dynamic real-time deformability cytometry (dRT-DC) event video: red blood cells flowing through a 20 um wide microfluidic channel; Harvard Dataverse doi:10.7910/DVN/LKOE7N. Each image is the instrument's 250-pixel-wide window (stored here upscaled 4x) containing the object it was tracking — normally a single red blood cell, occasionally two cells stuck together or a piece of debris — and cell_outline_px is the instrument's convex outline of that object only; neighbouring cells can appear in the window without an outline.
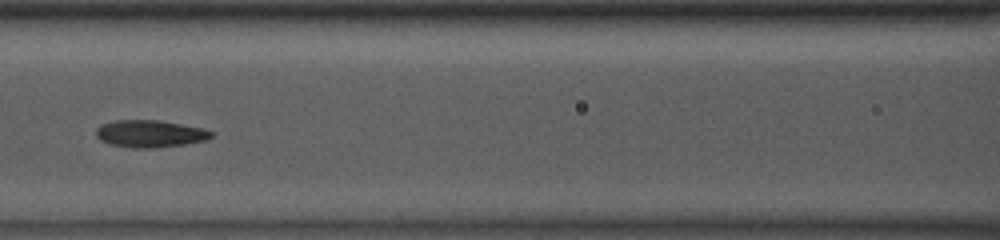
{"species": "common noctule bat (a hibernating species)", "species_latin": "Nyctalus noctula", "temperature_condition": "room temperature", "stored_images_in_passage": 23, "camera_frame_rate_fps": 3000, "um_per_image_px": 0.085, "animal": {"sex": "male", "body_mass_g": 13.0, "forearm_length_mm": 53.1}, "frame": {"image": 1, "passage_image": 10, "time_ms": 3.0, "image_size_px": [1000, 240], "cell_outline_px": [[216, 132], [212, 136], [204, 140], [184, 144], [156, 148], [132, 148], [108, 144], [100, 140], [96, 136], [96, 128], [100, 124], [116, 120], [160, 120], [200, 128]], "centroid_in_image_um": [12.7, 11.37], "position_along_channel_um": 153.9, "area_um2": 18.32}}